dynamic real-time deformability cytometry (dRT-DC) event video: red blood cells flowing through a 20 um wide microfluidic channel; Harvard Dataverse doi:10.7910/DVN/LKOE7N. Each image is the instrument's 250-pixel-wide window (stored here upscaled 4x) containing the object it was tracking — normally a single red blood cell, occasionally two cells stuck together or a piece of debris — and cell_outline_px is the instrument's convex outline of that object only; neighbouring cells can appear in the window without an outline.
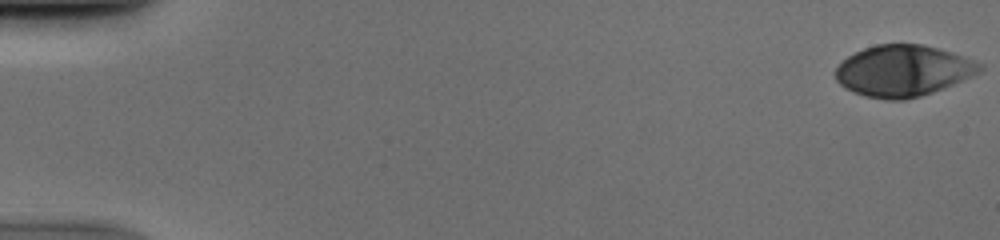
{"species": "human", "species_latin": "Homo sapiens", "temperature_condition": "cold", "stored_images_in_passage": 53, "camera_frame_rate_fps": 3000, "um_per_image_px": 0.085, "donor": {"sex": "male"}, "frame": {"image": 1, "passage_image": 1, "time_ms": 0.0, "image_size_px": [1000, 240], "cell_outline_px": [[984, 68], [980, 72], [972, 76], [944, 88], [920, 96], [904, 100], [888, 100], [864, 96], [844, 88], [836, 80], [832, 72], [848, 56], [864, 48], [876, 44], [920, 44], [952, 52], [976, 60], [984, 64]], "centroid_in_image_um": [76.77, 6.02], "position_along_channel_um": 8.2, "area_um2": 43.29}}
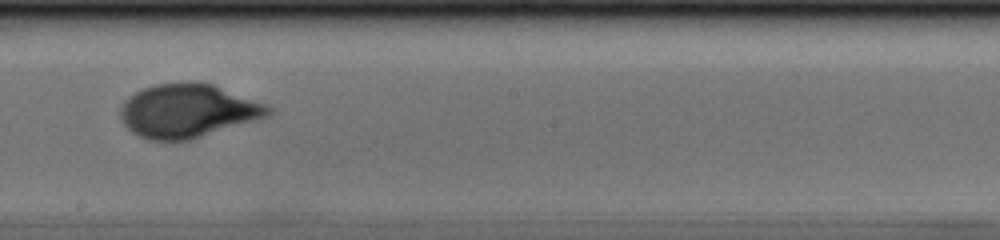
{"frame": {"image": 2, "passage_image": 31, "time_ms": 10.0, "image_size_px": [1000, 240], "cell_outline_px": [[272, 112], [268, 116], [188, 140], [148, 140], [132, 132], [124, 124], [120, 116], [120, 108], [124, 100], [128, 96], [144, 88], [156, 84], [212, 84], [268, 104], [272, 108]], "centroid_in_image_um": [15.95, 9.44], "position_along_channel_um": 232.3, "area_um2": 45.32}}
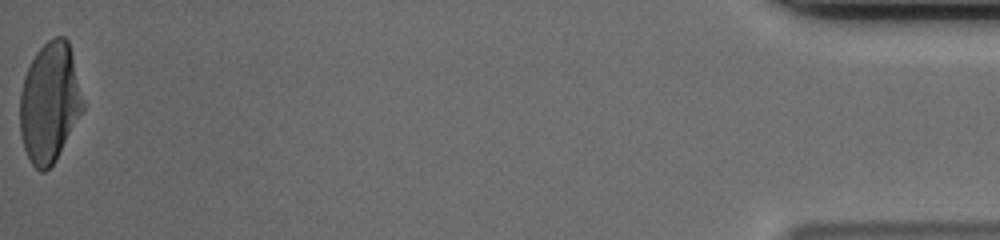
{"frame": {"image": 3, "passage_image": 53, "time_ms": 17.333, "image_size_px": [1000, 240], "cell_outline_px": [[84, 108], [56, 160], [44, 172], [40, 172], [32, 164], [24, 148], [20, 136], [20, 92], [24, 76], [36, 52], [48, 40], [56, 36], [64, 36], [68, 40], [84, 100]], "centroid_in_image_um": [4.21, 8.72], "position_along_channel_um": 431.0, "area_um2": 43.87}}